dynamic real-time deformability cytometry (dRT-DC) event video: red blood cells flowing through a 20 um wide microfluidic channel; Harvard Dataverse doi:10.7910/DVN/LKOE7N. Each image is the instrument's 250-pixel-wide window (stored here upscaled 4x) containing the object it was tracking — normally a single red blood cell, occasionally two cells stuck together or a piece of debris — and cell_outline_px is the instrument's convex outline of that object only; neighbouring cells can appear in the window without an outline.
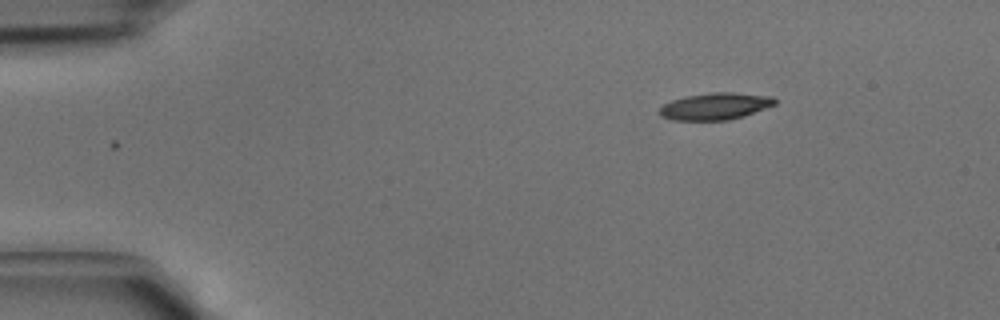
{"species": "common noctule bat (a hibernating species)", "species_latin": "Nyctalus noctula", "temperature_condition": "cold", "stored_images_in_passage": 38, "camera_frame_rate_fps": 3000, "um_per_image_px": 0.085, "animal": {"sex": "male", "body_mass_g": 15.6}, "frame": {"image": 1, "passage_image": 1, "time_ms": 0.0, "image_size_px": [1000, 320], "cell_outline_px": [[776, 104], [744, 116], [728, 120], [672, 120], [660, 116], [660, 108], [664, 104], [672, 100], [684, 96], [712, 92], [732, 92], [772, 96], [776, 100]], "centroid_in_image_um": [60.79, 9.03], "position_along_channel_um": 24.2, "area_um2": 18.09}}
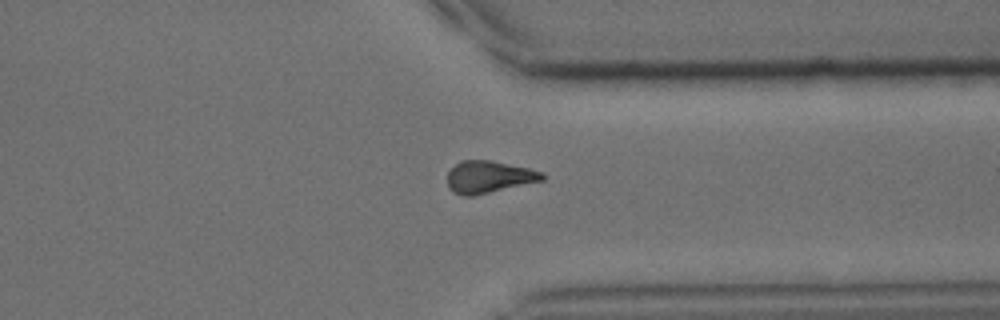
{"frame": {"image": 2, "passage_image": 28, "time_ms": 9.0, "image_size_px": [1000, 320], "cell_outline_px": [[544, 180], [472, 196], [464, 196], [452, 192], [448, 188], [448, 172], [460, 160], [492, 160], [528, 168], [544, 172]], "centroid_in_image_um": [41.54, 15.03], "position_along_channel_um": 369.9, "area_um2": 17.74}}
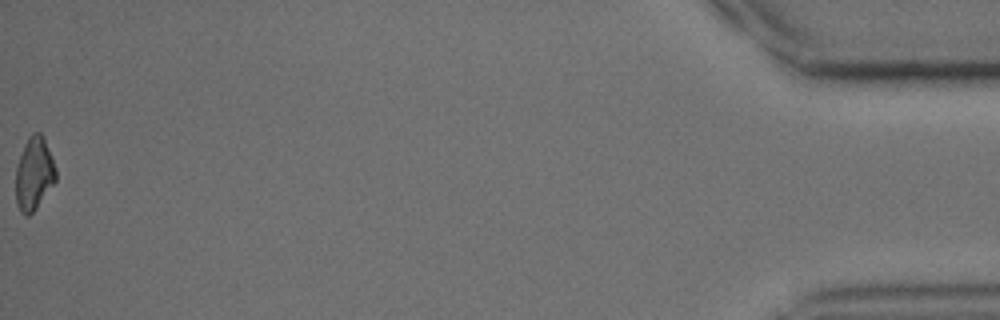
{"frame": {"image": 3, "passage_image": 38, "time_ms": 12.333, "image_size_px": [1000, 320], "cell_outline_px": [[56, 180], [36, 208], [28, 216], [24, 216], [20, 212], [16, 204], [16, 168], [24, 144], [28, 136], [32, 132], [40, 132], [44, 136], [56, 168]], "centroid_in_image_um": [2.89, 14.75], "position_along_channel_um": 432.3, "area_um2": 17.11}}